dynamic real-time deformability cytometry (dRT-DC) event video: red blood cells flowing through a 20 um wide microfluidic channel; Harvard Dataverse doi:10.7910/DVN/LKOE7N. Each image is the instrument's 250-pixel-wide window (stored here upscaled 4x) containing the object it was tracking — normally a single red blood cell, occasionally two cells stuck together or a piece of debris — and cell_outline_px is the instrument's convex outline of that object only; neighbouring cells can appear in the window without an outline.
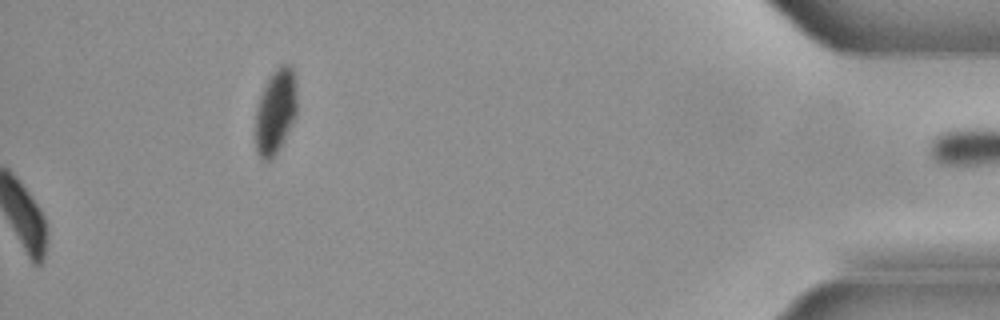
{"species": "common noctule bat (a hibernating species)", "species_latin": "Nyctalus noctula", "temperature_condition": "cold", "stored_images_in_passage": 49, "camera_frame_rate_fps": 3000, "um_per_image_px": 0.085, "animal": {"sex": "male", "body_mass_g": 21.5, "forearm_length_mm": 52.0}, "frame": {"image": 1, "passage_image": 49, "time_ms": 16.0, "image_size_px": [1000, 320], "cell_outline_px": [[296, 112], [284, 140], [272, 160], [260, 160], [256, 152], [256, 108], [260, 96], [268, 76], [280, 64], [288, 64], [296, 72]], "centroid_in_image_um": [23.41, 9.44], "position_along_channel_um": 411.8, "area_um2": 20.69}}